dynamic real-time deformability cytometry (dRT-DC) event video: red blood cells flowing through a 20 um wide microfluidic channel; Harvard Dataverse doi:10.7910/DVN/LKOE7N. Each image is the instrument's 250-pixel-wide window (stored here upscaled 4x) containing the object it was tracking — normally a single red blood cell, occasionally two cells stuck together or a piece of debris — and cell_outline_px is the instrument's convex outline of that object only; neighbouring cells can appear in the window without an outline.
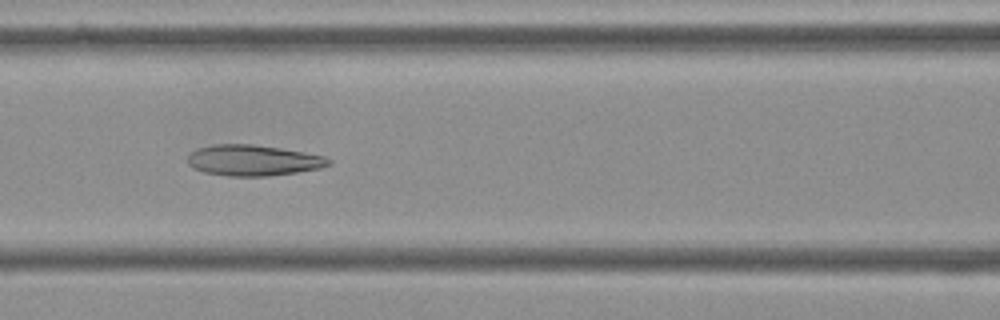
{"species": "Egyptian fruit bat (a non-hibernating species)", "species_latin": "Rousettus aegyptiacus", "temperature_condition": "cold", "stored_images_in_passage": 53, "camera_frame_rate_fps": 3000, "um_per_image_px": 0.085, "frame": {"image": 1, "passage_image": 21, "time_ms": 6.667, "image_size_px": [1000, 320], "cell_outline_px": [[332, 164], [320, 168], [296, 172], [268, 176], [228, 176], [204, 172], [192, 168], [188, 164], [188, 156], [196, 148], [212, 144], [252, 144], [280, 148], [304, 152], [324, 156], [332, 160]], "centroid_in_image_um": [21.51, 13.62], "position_along_channel_um": 145.1, "area_um2": 25.43}}
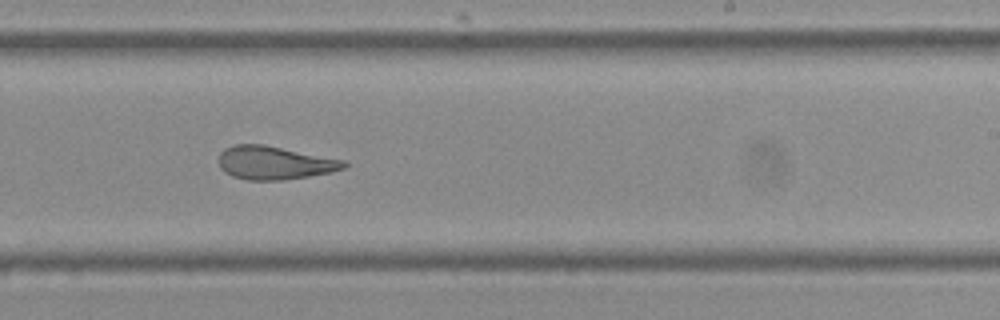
{"frame": {"image": 2, "passage_image": 31, "time_ms": 10.0, "image_size_px": [1000, 320], "cell_outline_px": [[348, 168], [332, 172], [284, 180], [248, 180], [232, 176], [224, 172], [220, 168], [220, 152], [224, 148], [232, 144], [264, 144], [348, 160]], "centroid_in_image_um": [23.39, 13.83], "position_along_channel_um": 265.6, "area_um2": 24.74}}
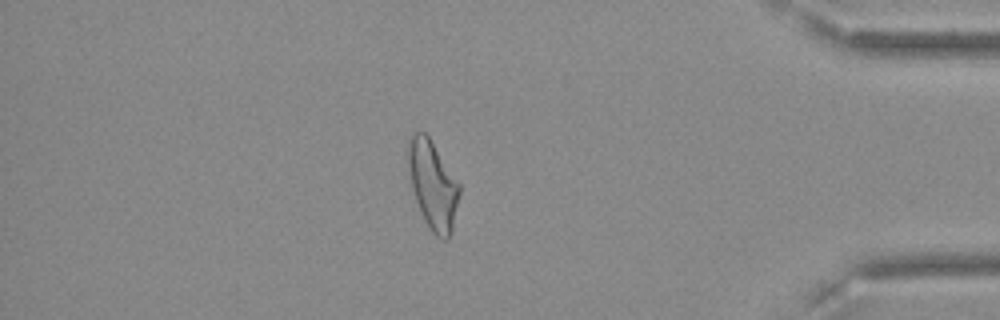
{"frame": {"image": 3, "passage_image": 45, "time_ms": 14.667, "image_size_px": [1000, 320], "cell_outline_px": [[460, 192], [452, 228], [448, 240], [440, 240], [428, 228], [424, 220], [412, 192], [404, 156], [408, 140], [412, 132], [424, 132], [428, 136], [460, 184]], "centroid_in_image_um": [36.72, 15.69], "position_along_channel_um": 398.5, "area_um2": 26.93}, "authors_computed_cell_mechanics": {"area_um2": 26.9348, "velocity_mm_per_s": 3.6218, "shape_relaxation_time_tau1_ms": null, "shape_relaxation_time_tau2_ms": 2.5036, "deformation_change_tau1": null, "deformation_change_tau2": 0.1211}}